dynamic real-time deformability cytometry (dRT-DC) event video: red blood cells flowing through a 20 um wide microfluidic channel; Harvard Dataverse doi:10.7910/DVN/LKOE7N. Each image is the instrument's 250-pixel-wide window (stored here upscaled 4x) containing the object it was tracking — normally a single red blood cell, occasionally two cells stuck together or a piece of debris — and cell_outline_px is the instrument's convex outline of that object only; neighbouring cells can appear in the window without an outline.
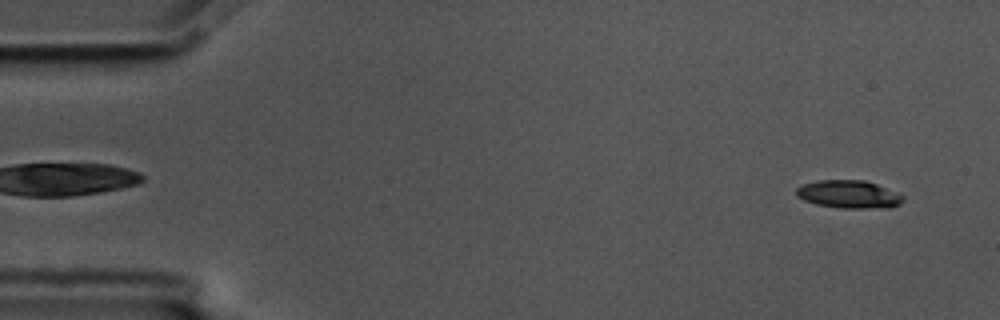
{"species": "common noctule bat (a hibernating species)", "species_latin": "Nyctalus noctula", "temperature_condition": "cold", "stored_images_in_passage": 57, "camera_frame_rate_fps": 3000, "um_per_image_px": 0.085, "animal": {"sex": "male", "body_mass_g": 17.5, "forearm_length_mm": 52.3}, "frame": {"image": 1, "passage_image": 3, "time_ms": 0.667, "image_size_px": [1000, 320], "cell_outline_px": [[904, 200], [900, 204], [888, 208], [840, 208], [816, 204], [804, 200], [796, 196], [796, 188], [804, 184], [816, 180], [864, 180], [876, 184], [904, 196]], "centroid_in_image_um": [72.14, 16.52], "position_along_channel_um": 12.9, "area_um2": 17.34}}
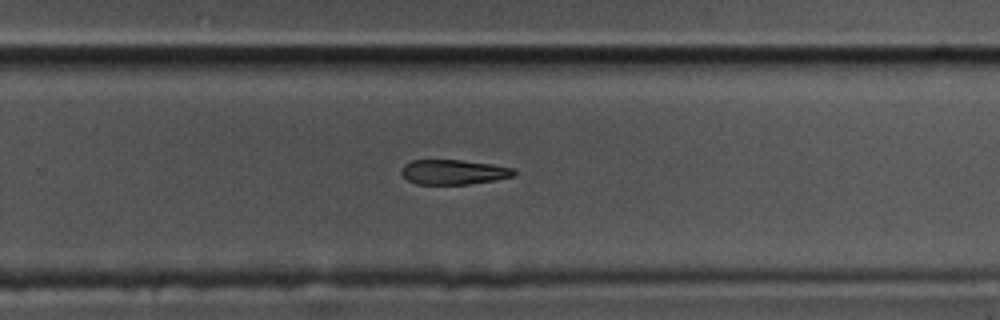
{"frame": {"image": 2, "passage_image": 37, "time_ms": 12.0, "image_size_px": [1000, 320], "cell_outline_px": [[516, 172], [512, 176], [496, 180], [468, 184], [416, 184], [408, 180], [400, 172], [400, 168], [404, 164], [412, 160], [460, 160], [492, 164], [512, 168]], "centroid_in_image_um": [38.51, 14.62], "position_along_channel_um": 291.3, "area_um2": 16.24}}
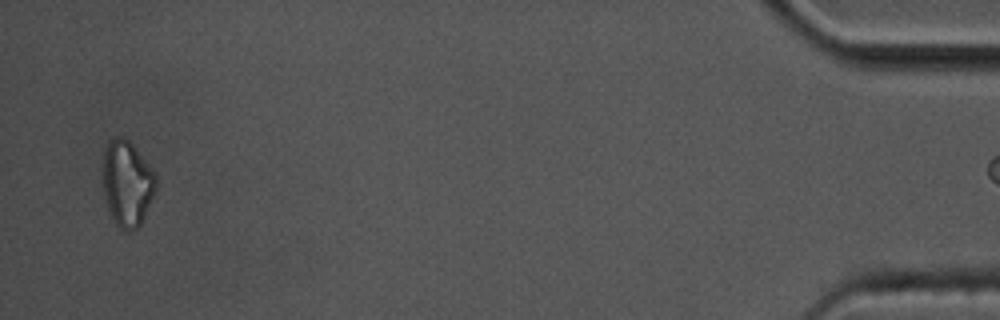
{"frame": {"image": 3, "passage_image": 56, "time_ms": 18.333, "image_size_px": [1000, 320], "cell_outline_px": [[156, 192], [140, 224], [132, 232], [128, 232], [120, 228], [116, 224], [108, 208], [104, 192], [100, 172], [100, 168], [104, 148], [108, 140], [116, 136], [120, 136], [128, 140], [132, 144], [156, 172]], "centroid_in_image_um": [10.78, 15.55], "position_along_channel_um": 424.4, "area_um2": 27.17}}